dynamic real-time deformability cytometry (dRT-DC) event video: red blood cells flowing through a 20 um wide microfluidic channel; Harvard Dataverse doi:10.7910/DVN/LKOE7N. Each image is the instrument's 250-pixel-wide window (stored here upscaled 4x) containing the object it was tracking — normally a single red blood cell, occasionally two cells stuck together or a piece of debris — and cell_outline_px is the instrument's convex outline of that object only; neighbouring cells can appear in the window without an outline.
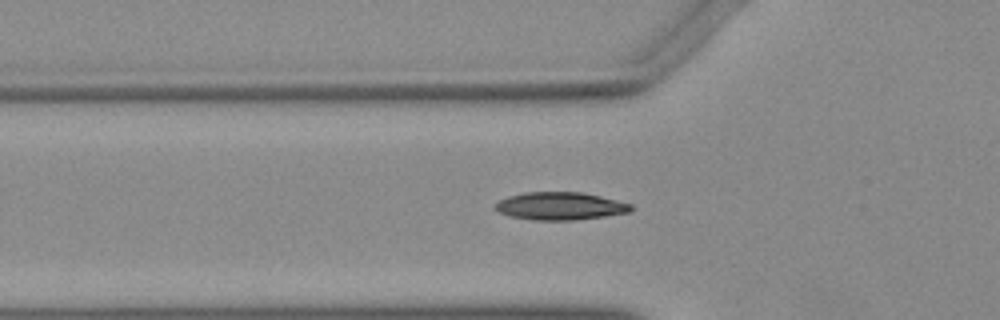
{"species": "Egyptian fruit bat (a non-hibernating species)", "species_latin": "Rousettus aegyptiacus", "temperature_condition": "warm", "stored_images_in_passage": 33, "camera_frame_rate_fps": 3000, "um_per_image_px": 0.085, "animal": {"sex": "female"}, "frame": {"image": 1, "passage_image": 2, "time_ms": 0.333, "image_size_px": [1000, 320], "cell_outline_px": [[632, 212], [604, 216], [572, 220], [532, 220], [512, 216], [496, 212], [492, 208], [500, 200], [508, 196], [524, 192], [580, 192], [600, 196], [632, 204]], "centroid_in_image_um": [47.59, 17.51], "position_along_channel_um": 78.2, "area_um2": 21.96}}
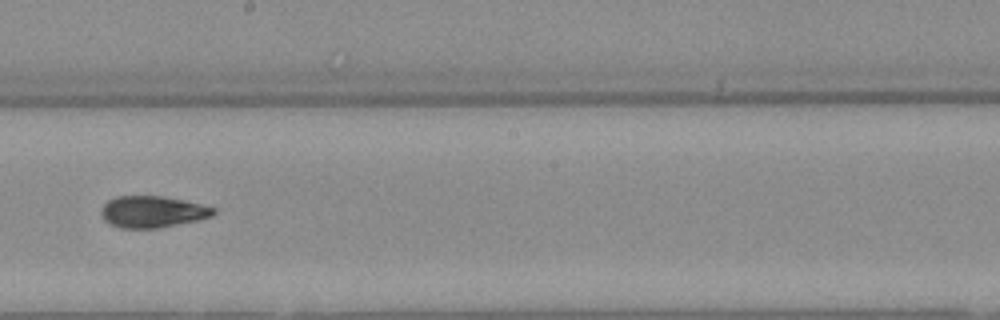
{"frame": {"image": 2, "passage_image": 14, "time_ms": 4.333, "image_size_px": [1000, 320], "cell_outline_px": [[216, 212], [212, 216], [196, 220], [156, 228], [120, 228], [108, 224], [104, 220], [100, 212], [104, 204], [108, 200], [116, 196], [160, 196], [184, 200], [216, 208]], "centroid_in_image_um": [12.92, 18.0], "position_along_channel_um": 235.3, "area_um2": 20.58}}
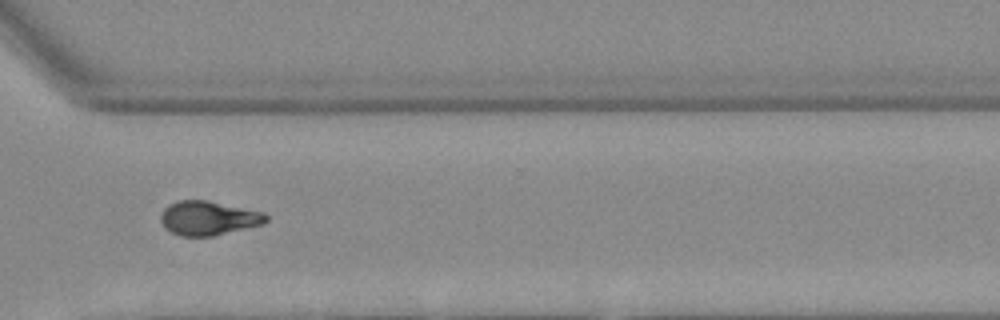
{"frame": {"image": 3, "passage_image": 23, "time_ms": 7.333, "image_size_px": [1000, 320], "cell_outline_px": [[268, 220], [264, 224], [212, 236], [184, 236], [172, 232], [164, 228], [160, 220], [160, 216], [164, 208], [168, 204], [180, 200], [208, 200], [264, 212], [268, 216]], "centroid_in_image_um": [17.72, 18.53], "position_along_channel_um": 352.9, "area_um2": 21.04}}